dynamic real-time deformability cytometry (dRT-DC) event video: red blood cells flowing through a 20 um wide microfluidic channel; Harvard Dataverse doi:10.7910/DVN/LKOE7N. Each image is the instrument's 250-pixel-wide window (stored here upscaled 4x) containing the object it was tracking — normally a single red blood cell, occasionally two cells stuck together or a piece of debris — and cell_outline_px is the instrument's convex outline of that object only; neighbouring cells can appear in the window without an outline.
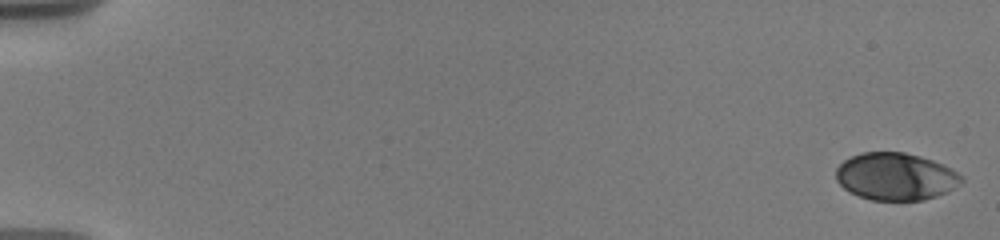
{"species": "human", "species_latin": "Homo sapiens", "temperature_condition": "warm", "stored_images_in_passage": 24, "camera_frame_rate_fps": 3000, "um_per_image_px": 0.085, "donor": {"sex": "male"}, "frame": {"image": 1, "passage_image": 1, "time_ms": 0.0, "image_size_px": [1000, 240], "cell_outline_px": [[964, 180], [960, 184], [948, 192], [924, 200], [872, 200], [848, 192], [836, 180], [836, 168], [844, 160], [860, 152], [904, 152], [920, 156], [944, 164], [952, 168], [964, 176]], "centroid_in_image_um": [76.16, 15.0], "position_along_channel_um": 8.8, "area_um2": 34.91}}
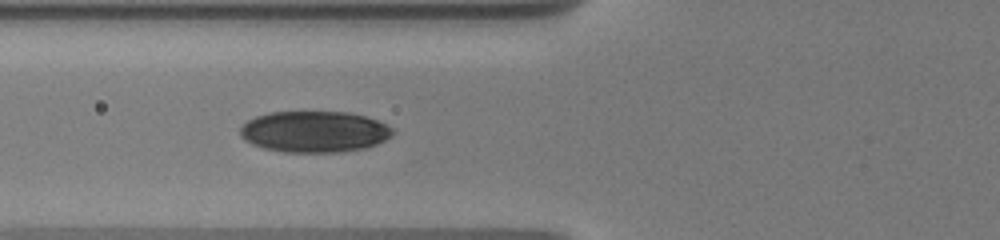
{"frame": {"image": 2, "passage_image": 13, "time_ms": 7.333, "image_size_px": [1000, 240], "cell_outline_px": [[392, 136], [368, 148], [340, 152], [284, 152], [264, 148], [252, 144], [244, 140], [240, 136], [240, 128], [248, 120], [256, 116], [268, 112], [348, 112], [364, 116], [376, 120], [392, 128]], "centroid_in_image_um": [26.7, 11.2], "position_along_channel_um": 99.1, "area_um2": 36.65}}
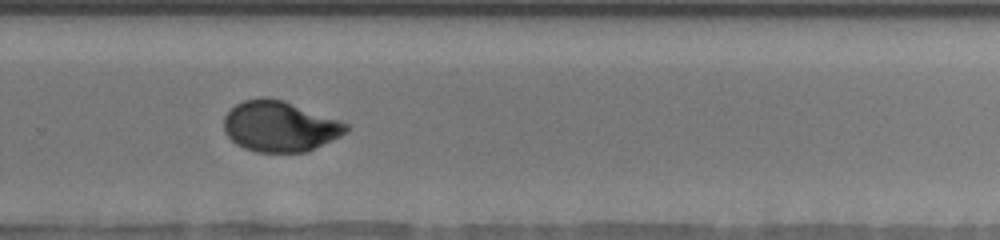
{"frame": {"image": 3, "passage_image": 22, "time_ms": 13.0, "image_size_px": [1000, 240], "cell_outline_px": [[348, 132], [332, 140], [304, 152], [256, 152], [244, 148], [236, 144], [224, 132], [224, 116], [236, 104], [244, 100], [260, 96], [268, 96], [284, 100], [340, 120], [348, 124]], "centroid_in_image_um": [23.77, 10.72], "position_along_channel_um": 306.0, "area_um2": 36.18}}